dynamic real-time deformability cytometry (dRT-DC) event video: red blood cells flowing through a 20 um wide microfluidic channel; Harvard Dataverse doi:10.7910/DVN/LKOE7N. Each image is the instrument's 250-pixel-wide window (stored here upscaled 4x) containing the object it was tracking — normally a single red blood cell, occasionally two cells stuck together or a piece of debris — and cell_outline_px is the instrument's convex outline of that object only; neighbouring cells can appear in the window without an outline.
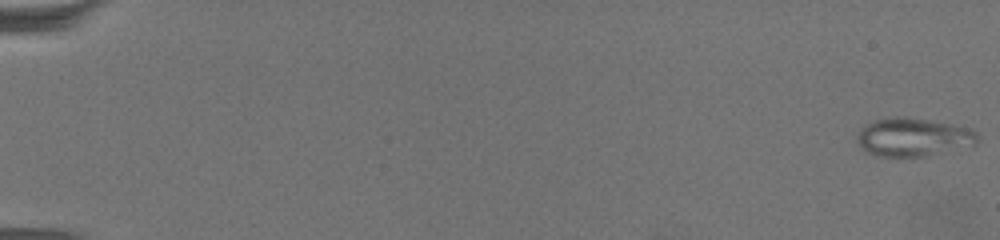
{"species": "common noctule bat (a hibernating species)", "species_latin": "Nyctalus noctula", "temperature_condition": "warm", "stored_images_in_passage": 66, "camera_frame_rate_fps": 3000, "um_per_image_px": 0.085, "animal": {"sex": "female", "body_mass_g": 19.5, "forearm_length_mm": 54.1}, "frame": {"image": 1, "passage_image": 1, "time_ms": 0.0, "image_size_px": [1000, 240], "cell_outline_px": [[980, 140], [976, 144], [924, 156], [876, 156], [868, 152], [856, 140], [856, 132], [868, 124], [876, 120], [896, 116], [904, 116], [952, 124], [972, 128], [976, 132]], "centroid_in_image_um": [77.64, 11.64], "position_along_channel_um": 7.4, "area_um2": 26.7}}
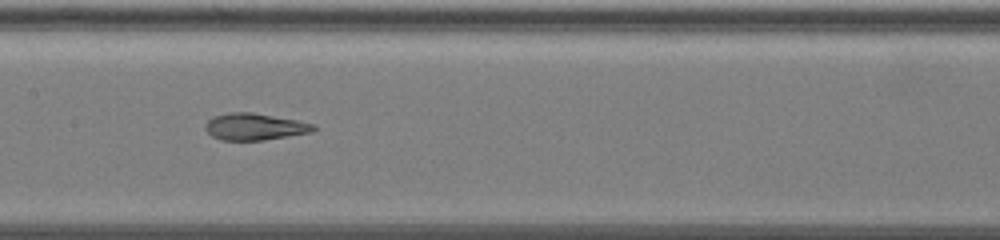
{"frame": {"image": 2, "passage_image": 36, "time_ms": 11.667, "image_size_px": [1000, 240], "cell_outline_px": [[316, 128], [312, 132], [264, 140], [220, 140], [212, 136], [204, 128], [204, 124], [212, 116], [228, 112], [252, 112], [296, 120], [316, 124]], "centroid_in_image_um": [21.62, 10.76], "position_along_channel_um": 185.8, "area_um2": 16.99}}
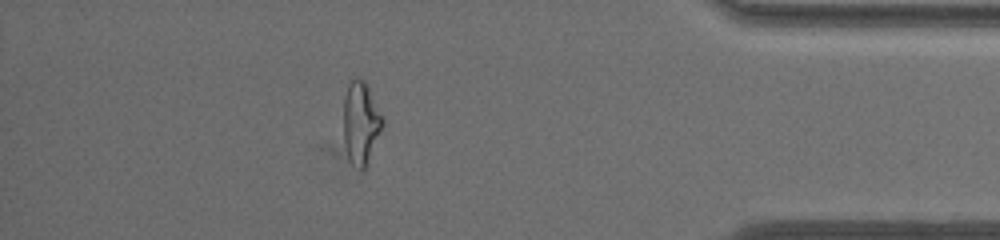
{"frame": {"image": 3, "passage_image": 59, "time_ms": 19.333, "image_size_px": [1000, 240], "cell_outline_px": [[384, 124], [368, 164], [364, 168], [360, 168], [348, 156], [344, 140], [344, 96], [348, 84], [356, 76], [364, 80], [384, 116]], "centroid_in_image_um": [30.7, 10.38], "position_along_channel_um": 404.5, "area_um2": 18.73}, "authors_computed_cell_mechanics": {"area_um2": 19.6231, "velocity_mm_per_s": 3.2757, "shape_relaxation_time_tau1_ms": null, "shape_relaxation_time_tau2_ms": 1.4324, "deformation_change_tau1": null, "deformation_change_tau2": 0.0874}}